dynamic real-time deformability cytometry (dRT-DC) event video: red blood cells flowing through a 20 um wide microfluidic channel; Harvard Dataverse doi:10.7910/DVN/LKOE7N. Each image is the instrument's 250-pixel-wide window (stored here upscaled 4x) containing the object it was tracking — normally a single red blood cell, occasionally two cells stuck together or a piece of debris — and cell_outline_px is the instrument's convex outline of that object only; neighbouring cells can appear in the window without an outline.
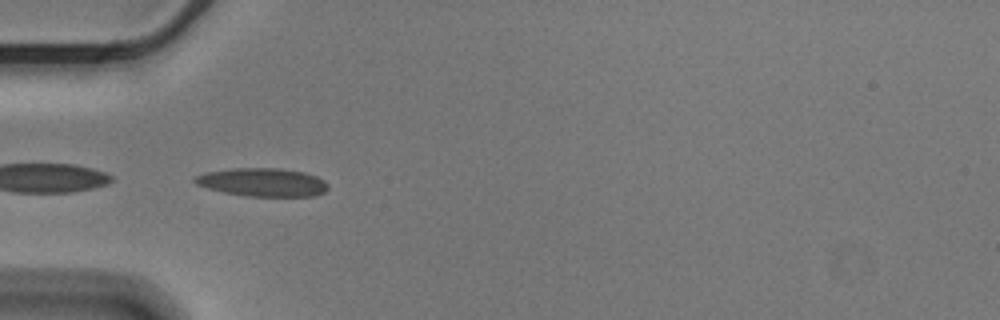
{"species": "Egyptian fruit bat (a non-hibernating species)", "species_latin": "Rousettus aegyptiacus", "temperature_condition": "cold", "stored_images_in_passage": 39, "camera_frame_rate_fps": 3000, "um_per_image_px": 0.085, "animal": {"sex": "male"}, "frame": {"image": 1, "passage_image": 1, "time_ms": 0.0, "image_size_px": [1000, 320], "cell_outline_px": [[328, 188], [324, 192], [312, 196], [248, 196], [224, 192], [208, 188], [196, 184], [192, 180], [196, 176], [208, 172], [232, 168], [280, 168], [304, 172], [316, 176], [324, 180], [328, 184]], "centroid_in_image_um": [22.34, 15.49], "position_along_channel_um": 62.7, "area_um2": 21.85}}
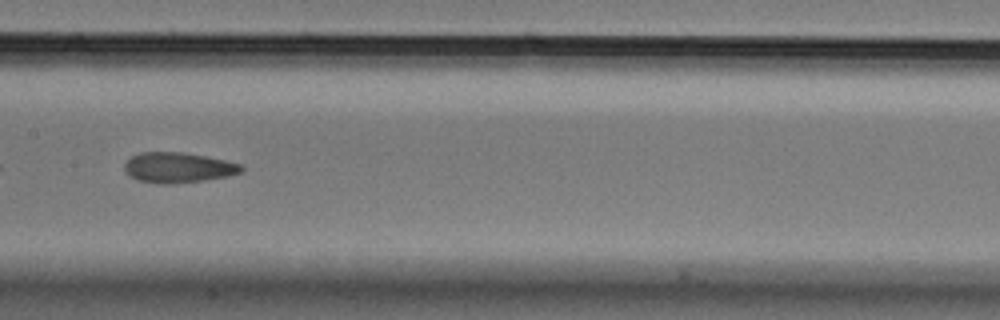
{"frame": {"image": 2, "passage_image": 12, "time_ms": 3.667, "image_size_px": [1000, 320], "cell_outline_px": [[244, 172], [228, 176], [204, 180], [172, 184], [156, 184], [136, 180], [128, 176], [124, 172], [124, 164], [132, 156], [140, 152], [184, 152], [224, 160], [240, 164], [244, 168]], "centroid_in_image_um": [15.11, 14.26], "position_along_channel_um": 192.3, "area_um2": 20.87}, "authors_computed_cell_mechanics": {"area_um2": 20.9236, "velocity_mm_per_s": 3.5751, "shape_relaxation_time_tau1_ms": 8.5603, "shape_relaxation_time_tau2_ms": 2.1897, "deformation_change_tau1": 0.223, "deformation_change_tau2": 0.1041}}